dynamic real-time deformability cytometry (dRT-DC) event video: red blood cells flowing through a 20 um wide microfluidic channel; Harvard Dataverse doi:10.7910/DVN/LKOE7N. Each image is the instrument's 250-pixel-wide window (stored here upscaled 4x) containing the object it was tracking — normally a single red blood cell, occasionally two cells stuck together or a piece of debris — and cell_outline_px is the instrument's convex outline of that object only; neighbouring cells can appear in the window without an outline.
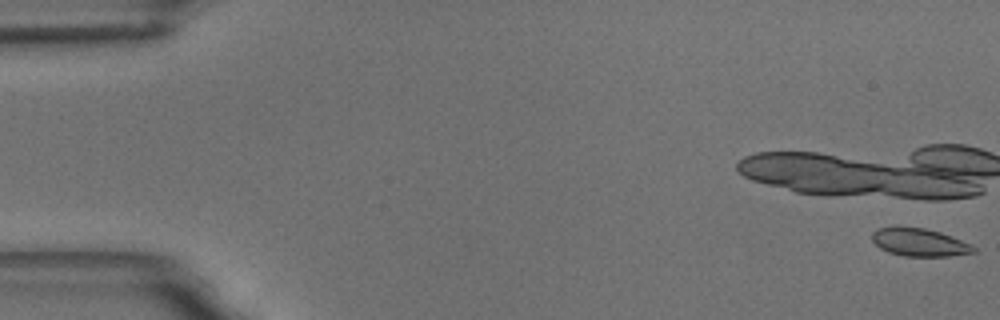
{"species": "common noctule bat (a hibernating species)", "species_latin": "Nyctalus noctula", "temperature_condition": "room temperature", "stored_images_in_passage": 13, "camera_frame_rate_fps": 3000, "um_per_image_px": 0.085, "animal": {"sex": "male", "body_mass_g": 18.8}, "frame": {"image": 1, "passage_image": 1, "time_ms": 0.0, "image_size_px": [1000, 320], "cell_outline_px": [[976, 252], [948, 256], [904, 256], [888, 252], [880, 248], [872, 240], [872, 232], [880, 228], [892, 224], [900, 224], [924, 228], [940, 232], [952, 236], [972, 244], [976, 248]], "centroid_in_image_um": [78.12, 20.56], "position_along_channel_um": 6.9, "area_um2": 16.99}}